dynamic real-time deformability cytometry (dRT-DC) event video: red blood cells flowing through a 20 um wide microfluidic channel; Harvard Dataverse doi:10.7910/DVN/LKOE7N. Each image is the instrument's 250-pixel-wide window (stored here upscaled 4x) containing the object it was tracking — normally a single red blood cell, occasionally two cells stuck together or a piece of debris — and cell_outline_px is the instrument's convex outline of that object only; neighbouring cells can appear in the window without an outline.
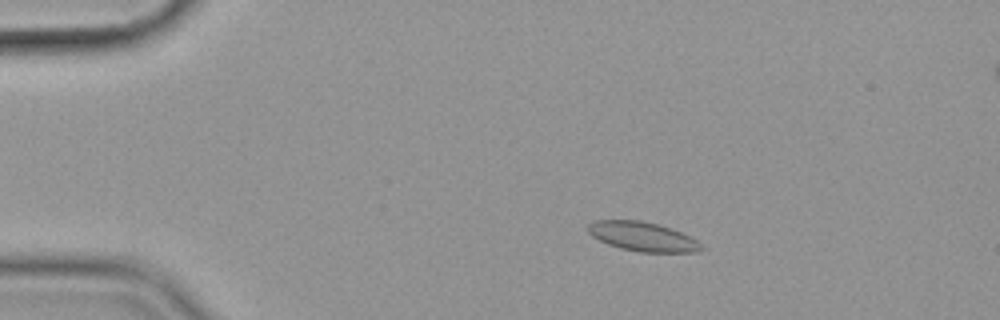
{"species": "common noctule bat (a hibernating species)", "species_latin": "Nyctalus noctula", "temperature_condition": "cold", "stored_images_in_passage": 57, "camera_frame_rate_fps": 3000, "um_per_image_px": 0.085, "animal": {"sex": "female", "body_mass_g": 19.9}, "frame": {"image": 1, "passage_image": 11, "time_ms": 3.333, "image_size_px": [1000, 320], "cell_outline_px": [[704, 248], [700, 252], [640, 252], [620, 248], [608, 244], [592, 236], [588, 232], [588, 224], [596, 220], [640, 220], [672, 228], [696, 240]], "centroid_in_image_um": [54.62, 20.11], "position_along_channel_um": 30.4, "area_um2": 19.19}}
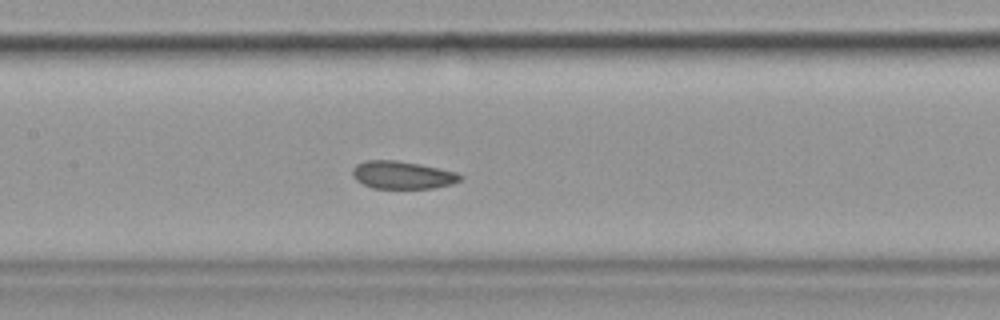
{"frame": {"image": 2, "passage_image": 28, "time_ms": 9.0, "image_size_px": [1000, 320], "cell_outline_px": [[464, 176], [460, 180], [452, 184], [432, 188], [372, 188], [356, 180], [352, 176], [352, 168], [356, 164], [364, 160], [396, 160], [420, 164], [456, 172]], "centroid_in_image_um": [34.18, 14.87], "position_along_channel_um": 173.2, "area_um2": 17.46}}
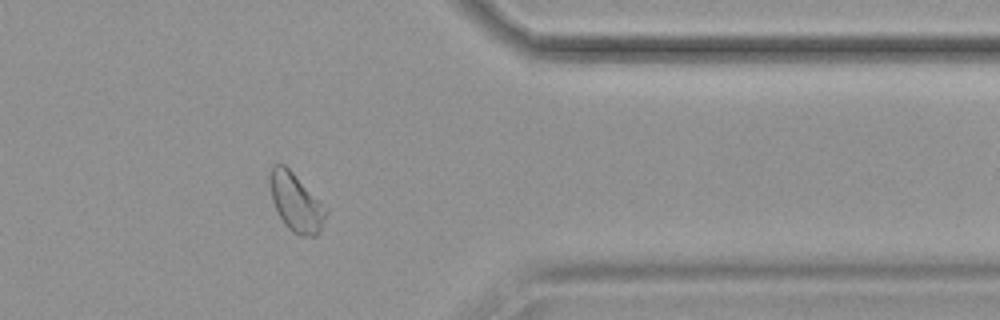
{"frame": {"image": 3, "passage_image": 47, "time_ms": 15.333, "image_size_px": [1000, 320], "cell_outline_px": [[328, 212], [320, 232], [316, 236], [300, 236], [292, 232], [284, 224], [276, 212], [272, 200], [268, 180], [272, 168], [276, 164], [284, 164], [328, 208]], "centroid_in_image_um": [25.16, 17.24], "position_along_channel_um": 386.2, "area_um2": 19.19}, "authors_computed_cell_mechanics": {"area_um2": 18.9584, "velocity_mm_per_s": 3.5607, "shape_relaxation_time_tau1_ms": null, "shape_relaxation_time_tau2_ms": 2.0496, "deformation_change_tau1": null, "deformation_change_tau2": 0.0653}}